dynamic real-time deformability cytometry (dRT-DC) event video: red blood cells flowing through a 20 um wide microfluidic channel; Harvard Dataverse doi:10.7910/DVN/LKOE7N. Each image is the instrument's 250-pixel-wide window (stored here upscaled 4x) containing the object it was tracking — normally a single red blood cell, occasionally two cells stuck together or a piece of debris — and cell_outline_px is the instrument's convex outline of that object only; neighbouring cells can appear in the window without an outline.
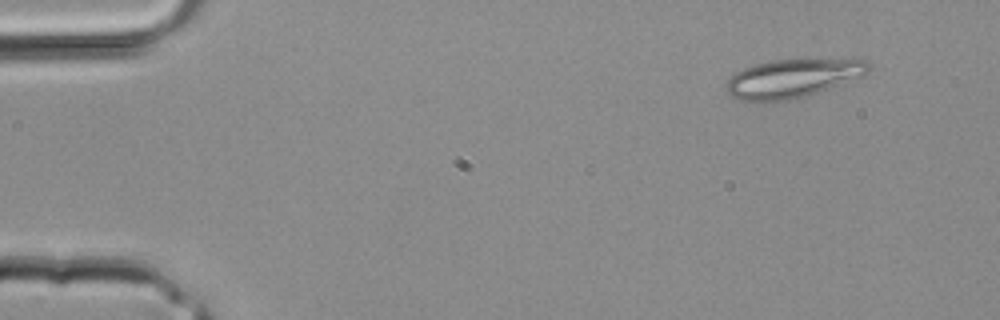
{"species": "common noctule bat (a hibernating species)", "species_latin": "Nyctalus noctula", "temperature_condition": "room temperature", "stored_images_in_passage": 3, "camera_frame_rate_fps": 3000, "um_per_image_px": 0.085, "animal": {"sex": "male", "body_mass_g": 20.4}, "frame": {"image": 1, "passage_image": 1, "time_ms": 0.0, "image_size_px": [1000, 320], "cell_outline_px": [[868, 72], [864, 76], [804, 96], [788, 100], [740, 100], [732, 96], [728, 92], [724, 84], [736, 72], [744, 68], [756, 64], [772, 60], [856, 56], [864, 60], [868, 64]], "centroid_in_image_um": [67.47, 6.59], "position_along_channel_um": 17.5, "area_um2": 32.31}}